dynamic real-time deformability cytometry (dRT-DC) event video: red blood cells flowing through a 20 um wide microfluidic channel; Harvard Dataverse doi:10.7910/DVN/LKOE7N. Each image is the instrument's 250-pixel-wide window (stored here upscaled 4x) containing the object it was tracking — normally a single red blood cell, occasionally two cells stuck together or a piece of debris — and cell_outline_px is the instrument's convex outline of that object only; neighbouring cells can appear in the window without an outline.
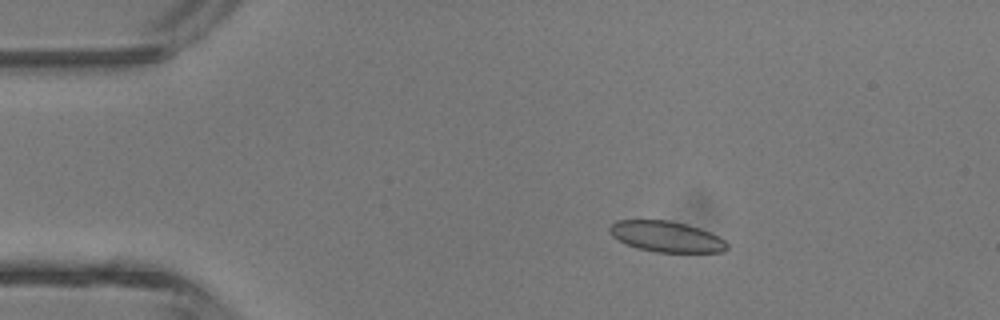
{"species": "common noctule bat (a hibernating species)", "species_latin": "Nyctalus noctula", "temperature_condition": "room temperature", "stored_images_in_passage": 3, "camera_frame_rate_fps": 3000, "um_per_image_px": 0.085, "animal": {"sex": "male", "body_mass_g": 13.3}, "frame": {"image": 1, "passage_image": 2, "time_ms": 1.333, "image_size_px": [1000, 320], "cell_outline_px": [[728, 248], [724, 252], [656, 252], [636, 248], [612, 236], [608, 232], [608, 228], [616, 220], [668, 220], [688, 224], [700, 228], [724, 240], [728, 244]], "centroid_in_image_um": [56.63, 20.11], "position_along_channel_um": 28.4, "area_um2": 21.04}}
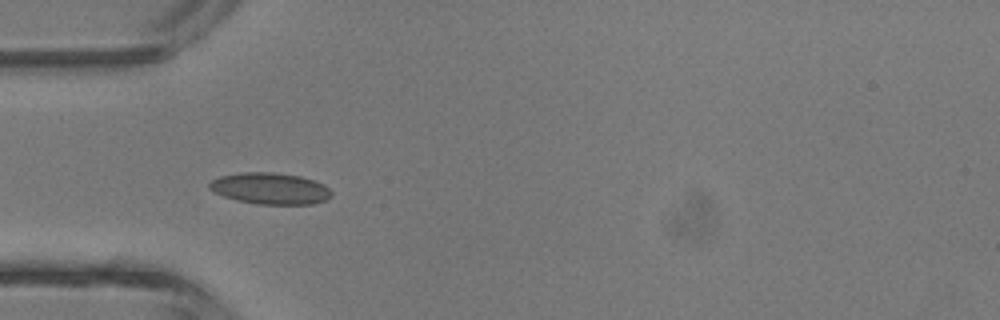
{"frame": {"image": 2, "passage_image": 3, "time_ms": 3.333, "image_size_px": [1000, 320], "cell_outline_px": [[332, 196], [324, 200], [312, 204], [260, 204], [236, 200], [224, 196], [208, 188], [208, 184], [212, 180], [220, 176], [240, 172], [272, 172], [300, 176], [324, 184], [332, 192]], "centroid_in_image_um": [22.96, 16.01], "position_along_channel_um": 62.0, "area_um2": 22.25}}